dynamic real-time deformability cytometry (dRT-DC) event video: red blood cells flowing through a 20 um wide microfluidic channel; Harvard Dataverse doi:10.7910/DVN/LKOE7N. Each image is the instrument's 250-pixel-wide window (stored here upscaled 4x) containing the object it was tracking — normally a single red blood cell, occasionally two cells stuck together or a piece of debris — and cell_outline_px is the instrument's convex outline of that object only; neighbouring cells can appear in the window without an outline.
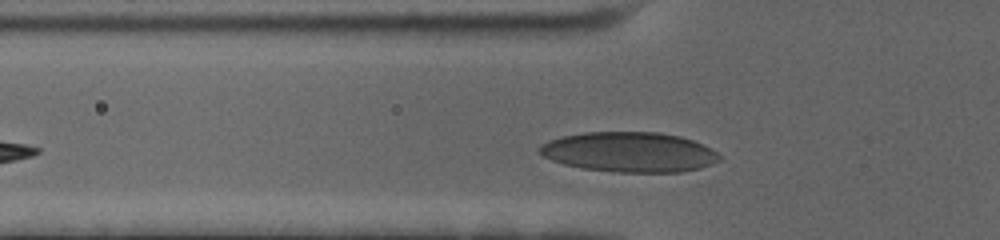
{"species": "human", "species_latin": "Homo sapiens", "temperature_condition": "cold", "stored_images_in_passage": 36, "camera_frame_rate_fps": 3000, "um_per_image_px": 0.085, "donor": {"sex": "female"}, "frame": {"image": 1, "passage_image": 7, "time_ms": 2.0, "image_size_px": [1000, 240], "cell_outline_px": [[720, 160], [700, 168], [680, 172], [616, 172], [580, 168], [564, 164], [552, 160], [544, 156], [536, 148], [540, 144], [548, 140], [564, 136], [584, 132], [660, 132], [680, 136], [692, 140], [716, 152], [720, 156]], "centroid_in_image_um": [53.45, 12.92], "position_along_channel_um": 72.4, "area_um2": 41.85}}
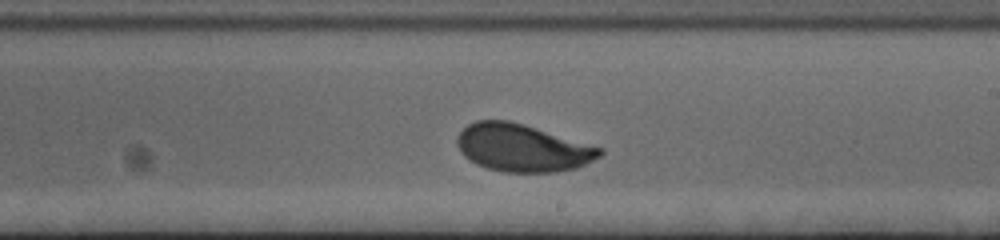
{"frame": {"image": 2, "passage_image": 22, "time_ms": 7.0, "image_size_px": [1000, 240], "cell_outline_px": [[604, 152], [600, 156], [576, 168], [556, 172], [504, 172], [488, 168], [476, 164], [464, 156], [460, 152], [456, 140], [460, 132], [468, 124], [476, 120], [508, 120], [524, 124], [604, 148]], "centroid_in_image_um": [44.4, 12.56], "position_along_channel_um": 244.6, "area_um2": 39.48}}
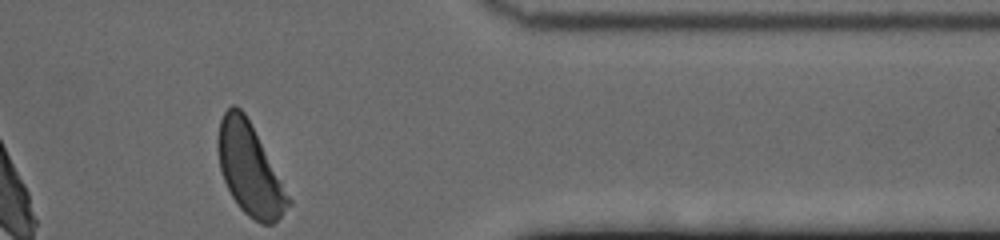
{"frame": {"image": 3, "passage_image": 36, "time_ms": 11.667, "image_size_px": [1000, 240], "cell_outline_px": [[292, 204], [272, 224], [260, 224], [248, 216], [240, 208], [232, 196], [224, 180], [220, 168], [216, 148], [216, 140], [220, 120], [224, 112], [232, 104], [240, 108], [244, 112], [292, 200]], "centroid_in_image_um": [21.2, 14.4], "position_along_channel_um": 390.2, "area_um2": 37.05}, "authors_computed_cell_mechanics": {"area_um2": 39.4485, "velocity_mm_per_s": 3.4528, "shape_relaxation_time_tau1_ms": 2.5402, "shape_relaxation_time_tau2_ms": 0.7943, "deformation_change_tau1": 0.1235, "deformation_change_tau2": 0.0561}}